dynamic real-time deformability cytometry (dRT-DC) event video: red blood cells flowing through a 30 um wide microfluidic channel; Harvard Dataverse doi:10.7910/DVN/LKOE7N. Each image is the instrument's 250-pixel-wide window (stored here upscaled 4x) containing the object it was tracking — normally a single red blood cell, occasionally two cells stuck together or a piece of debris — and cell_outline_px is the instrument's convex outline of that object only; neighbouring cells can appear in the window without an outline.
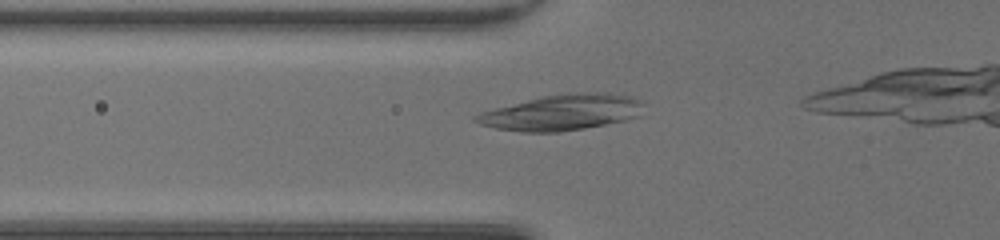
{"species": "common noctule bat (a hibernating species)", "species_latin": "Nyctalus noctula", "temperature_condition": "room temperature", "stored_images_in_passage": 15, "camera_frame_rate_fps": 3000, "um_per_image_px": 0.085, "animal": {"sex": "female", "body_mass_g": 20.0, "forearm_length_mm": 54.0}, "frame": {"image": 1, "passage_image": 7, "time_ms": 2.0, "image_size_px": [1000, 240], "cell_outline_px": [[644, 104], [640, 116], [624, 120], [584, 128], [560, 132], [524, 132], [496, 128], [480, 124], [472, 120], [472, 116], [480, 112], [540, 96], [572, 92], [608, 92], [636, 96]], "centroid_in_image_um": [47.79, 9.53], "position_along_channel_um": 78.0, "area_um2": 35.32}}
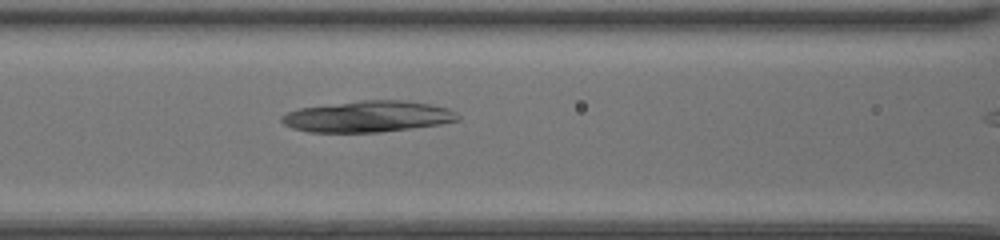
{"frame": {"image": 2, "passage_image": 11, "time_ms": 3.333, "image_size_px": [1000, 240], "cell_outline_px": [[460, 120], [440, 124], [380, 132], [308, 132], [292, 128], [284, 124], [280, 120], [280, 116], [288, 112], [300, 108], [360, 100], [404, 100], [432, 104], [448, 108], [456, 112], [460, 116]], "centroid_in_image_um": [31.28, 9.9], "position_along_channel_um": 135.3, "area_um2": 32.08}}